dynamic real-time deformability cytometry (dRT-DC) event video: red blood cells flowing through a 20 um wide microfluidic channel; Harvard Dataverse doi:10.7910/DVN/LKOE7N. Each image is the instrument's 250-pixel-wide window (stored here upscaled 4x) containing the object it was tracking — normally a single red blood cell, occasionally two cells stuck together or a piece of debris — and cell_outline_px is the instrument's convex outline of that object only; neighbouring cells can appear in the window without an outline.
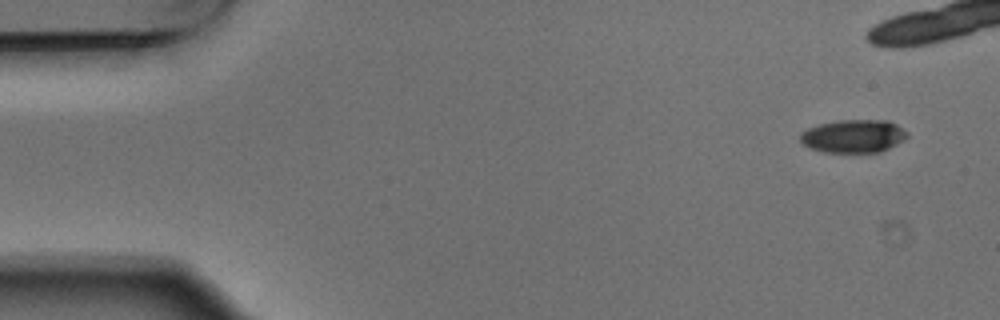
{"species": "Egyptian fruit bat (a non-hibernating species)", "species_latin": "Rousettus aegyptiacus", "temperature_condition": "warm", "stored_images_in_passage": 6, "camera_frame_rate_fps": 3000, "um_per_image_px": 0.085, "animal": {"sex": "male"}, "frame": {"image": 1, "passage_image": 1, "time_ms": 0.0, "image_size_px": [1000, 320], "cell_outline_px": [[908, 136], [904, 140], [880, 152], [824, 152], [812, 148], [804, 144], [800, 140], [800, 132], [808, 128], [820, 124], [840, 120], [888, 120], [896, 124], [908, 132]], "centroid_in_image_um": [72.56, 11.56], "position_along_channel_um": 12.4, "area_um2": 20.52}}